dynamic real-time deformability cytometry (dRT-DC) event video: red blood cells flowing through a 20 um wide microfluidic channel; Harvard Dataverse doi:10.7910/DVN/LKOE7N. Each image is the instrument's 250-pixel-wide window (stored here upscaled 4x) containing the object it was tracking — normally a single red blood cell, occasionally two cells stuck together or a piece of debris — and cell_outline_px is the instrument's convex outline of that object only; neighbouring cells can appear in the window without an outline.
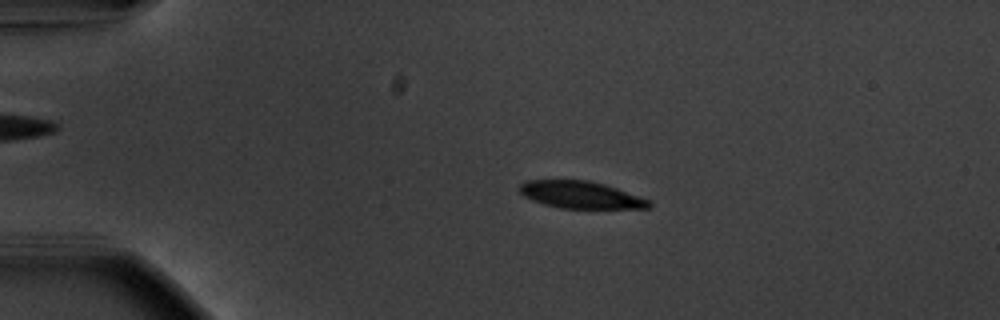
{"species": "common noctule bat (a hibernating species)", "species_latin": "Nyctalus noctula", "temperature_condition": "warm", "stored_images_in_passage": 55, "camera_frame_rate_fps": 3000, "um_per_image_px": 0.085, "animal": {"sex": "male", "body_mass_g": 20.1, "forearm_length_mm": 53.5}, "frame": {"image": 1, "passage_image": 12, "time_ms": 3.667, "image_size_px": [1000, 320], "cell_outline_px": [[652, 204], [648, 208], [560, 208], [544, 204], [532, 200], [524, 196], [516, 188], [524, 180], [588, 180], [604, 184], [652, 200]], "centroid_in_image_um": [49.34, 16.55], "position_along_channel_um": 35.7, "area_um2": 20.58}}
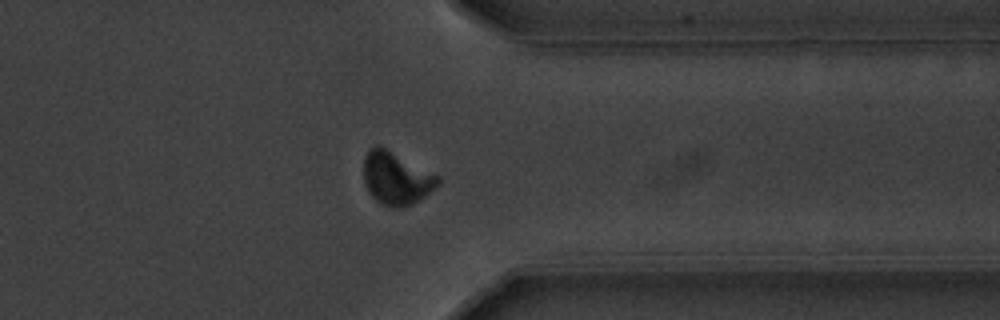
{"frame": {"image": 2, "passage_image": 44, "time_ms": 14.333, "image_size_px": [1000, 320], "cell_outline_px": [[440, 184], [420, 200], [412, 204], [400, 208], [392, 208], [380, 204], [368, 192], [364, 184], [364, 156], [368, 148], [376, 144], [380, 144], [440, 176]], "centroid_in_image_um": [33.67, 15.13], "position_along_channel_um": 377.7, "area_um2": 23.41}}
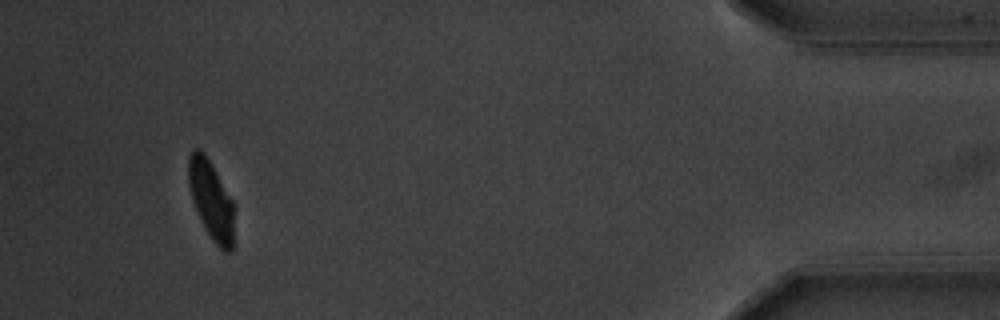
{"frame": {"image": 3, "passage_image": 52, "time_ms": 17.0, "image_size_px": [1000, 320], "cell_outline_px": [[232, 252], [224, 252], [212, 240], [204, 228], [192, 200], [188, 184], [188, 156], [192, 148], [200, 148], [204, 152], [232, 200]], "centroid_in_image_um": [17.9, 16.96], "position_along_channel_um": 417.3, "area_um2": 20.63}, "authors_computed_cell_mechanics": {"area_um2": 21.8484, "velocity_mm_per_s": 3.6887, "shape_relaxation_time_tau1_ms": 2.549, "shape_relaxation_time_tau2_ms": 1.4029, "deformation_change_tau1": 0.1391, "deformation_change_tau2": 0.05}}